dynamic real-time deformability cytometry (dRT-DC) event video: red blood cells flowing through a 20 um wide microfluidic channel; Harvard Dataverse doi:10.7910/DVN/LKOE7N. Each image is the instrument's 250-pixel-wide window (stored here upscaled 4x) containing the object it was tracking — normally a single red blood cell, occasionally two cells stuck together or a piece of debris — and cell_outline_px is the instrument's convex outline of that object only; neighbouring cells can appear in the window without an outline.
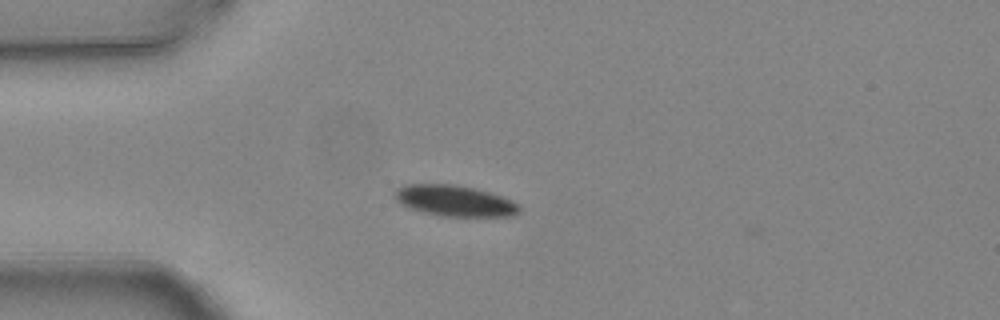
{"species": "common noctule bat (a hibernating species)", "species_latin": "Nyctalus noctula", "temperature_condition": "warm", "stored_images_in_passage": 2, "camera_frame_rate_fps": 3000, "um_per_image_px": 0.085, "animal": {"sex": "female", "body_mass_g": 24.6, "forearm_length_mm": 56.2}, "frame": {"image": 1, "passage_image": 2, "time_ms": 0.333, "image_size_px": [1000, 320], "cell_outline_px": [[520, 212], [512, 216], [440, 216], [424, 212], [412, 208], [396, 200], [392, 196], [396, 188], [404, 184], [452, 184], [476, 188], [512, 200], [520, 204]], "centroid_in_image_um": [38.65, 17.06], "position_along_channel_um": 46.3, "area_um2": 22.48}}